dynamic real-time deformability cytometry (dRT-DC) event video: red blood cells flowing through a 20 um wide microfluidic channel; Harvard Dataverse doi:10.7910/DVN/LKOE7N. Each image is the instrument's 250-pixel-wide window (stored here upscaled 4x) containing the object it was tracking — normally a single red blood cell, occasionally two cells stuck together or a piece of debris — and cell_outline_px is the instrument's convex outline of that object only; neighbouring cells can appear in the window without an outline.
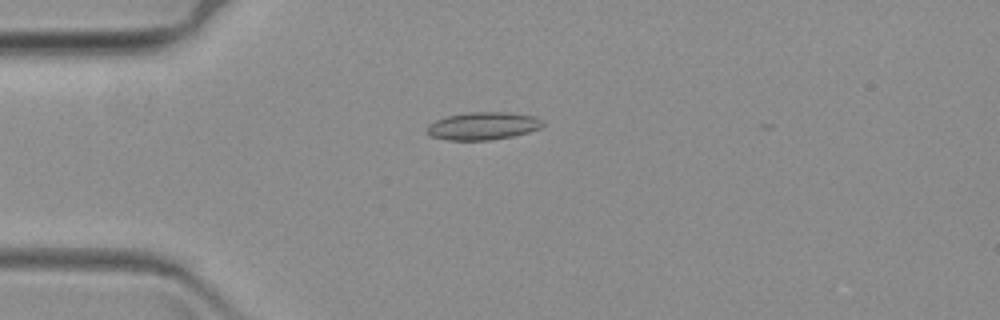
{"species": "common noctule bat (a hibernating species)", "species_latin": "Nyctalus noctula", "temperature_condition": "warm", "stored_images_in_passage": 53, "camera_frame_rate_fps": 3000, "um_per_image_px": 0.085, "animal": {"sex": "female", "body_mass_g": 19.3, "forearm_length_mm": 54.1}, "frame": {"image": 1, "passage_image": 12, "time_ms": 3.667, "image_size_px": [1000, 320], "cell_outline_px": [[544, 124], [540, 128], [528, 132], [512, 136], [488, 140], [448, 140], [428, 136], [424, 132], [424, 128], [436, 120], [448, 116], [468, 112], [504, 112], [536, 116], [544, 120]], "centroid_in_image_um": [41.02, 10.71], "position_along_channel_um": 44.0, "area_um2": 18.84}}
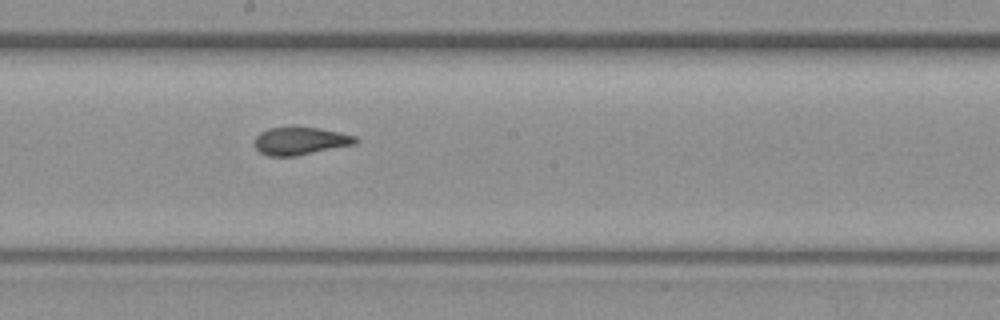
{"frame": {"image": 2, "passage_image": 30, "time_ms": 9.667, "image_size_px": [1000, 320], "cell_outline_px": [[360, 140], [356, 144], [296, 156], [268, 156], [260, 152], [256, 148], [256, 136], [260, 132], [268, 128], [316, 128], [340, 132], [356, 136]], "centroid_in_image_um": [25.57, 11.99], "position_along_channel_um": 222.6, "area_um2": 16.13}}
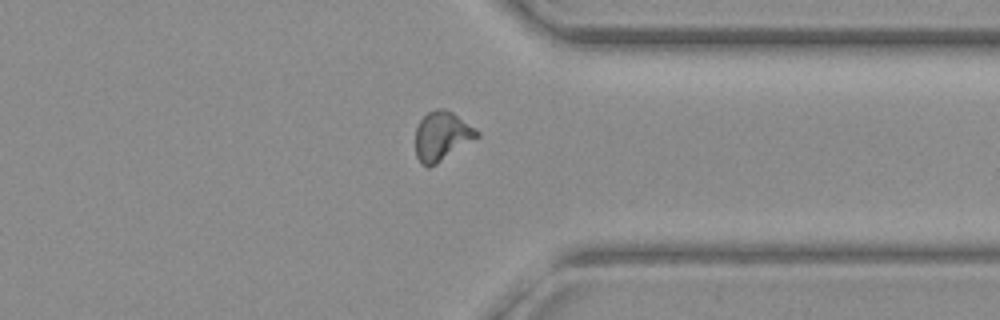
{"frame": {"image": 3, "passage_image": 44, "time_ms": 14.333, "image_size_px": [1000, 320], "cell_outline_px": [[480, 136], [436, 164], [428, 168], [420, 164], [416, 156], [416, 128], [420, 120], [428, 112], [436, 108], [444, 108], [452, 112], [476, 128], [480, 132]], "centroid_in_image_um": [37.56, 11.57], "position_along_channel_um": 373.8, "area_um2": 17.69}}